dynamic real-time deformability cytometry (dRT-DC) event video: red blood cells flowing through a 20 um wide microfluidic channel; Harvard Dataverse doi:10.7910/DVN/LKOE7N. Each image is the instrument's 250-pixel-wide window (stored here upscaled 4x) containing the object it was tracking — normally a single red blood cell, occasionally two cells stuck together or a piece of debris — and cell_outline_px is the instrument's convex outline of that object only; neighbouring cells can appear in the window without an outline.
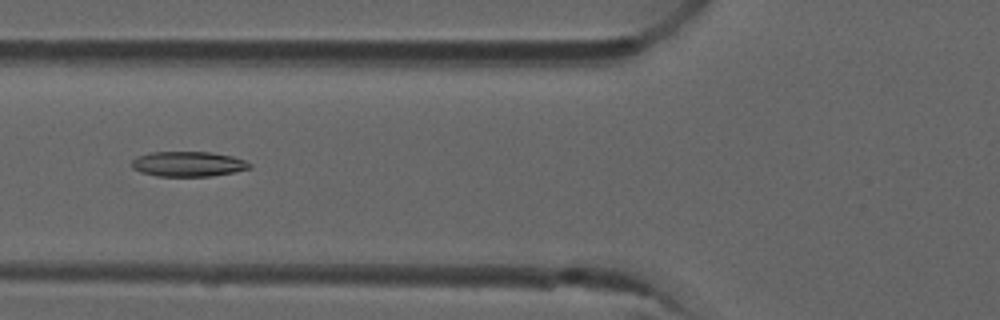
{"species": "common noctule bat (a hibernating species)", "species_latin": "Nyctalus noctula", "temperature_condition": "room temperature", "stored_images_in_passage": 6, "camera_frame_rate_fps": 3000, "um_per_image_px": 0.085, "animal": {"sex": "male", "forearm_length_mm": 52.5}, "frame": {"image": 1, "passage_image": 3, "time_ms": 0.667, "image_size_px": [1000, 320], "cell_outline_px": [[252, 168], [232, 172], [208, 176], [156, 176], [140, 172], [132, 168], [132, 160], [136, 156], [148, 152], [212, 152], [232, 156], [244, 160], [252, 164]], "centroid_in_image_um": [15.96, 13.93], "position_along_channel_um": 109.8, "area_um2": 17.28}}
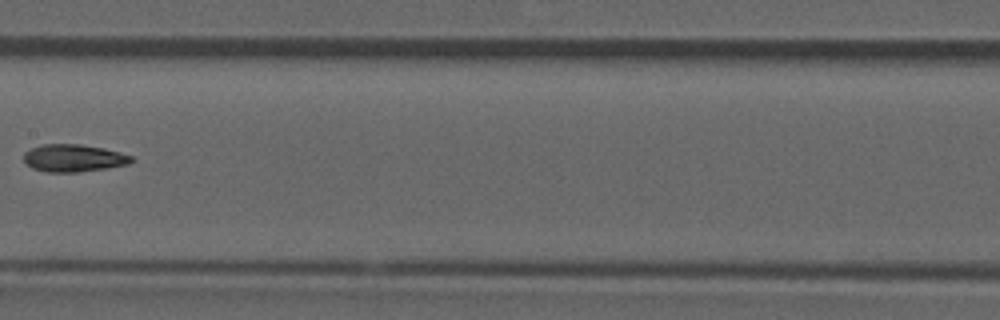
{"frame": {"image": 2, "passage_image": 5, "time_ms": 1.333, "image_size_px": [1000, 320], "cell_outline_px": [[132, 160], [128, 164], [108, 168], [76, 172], [48, 172], [32, 168], [24, 160], [24, 152], [32, 148], [44, 144], [80, 144], [104, 148], [120, 152], [132, 156]], "centroid_in_image_um": [6.26, 13.43], "position_along_channel_um": 201.1, "area_um2": 17.11}}
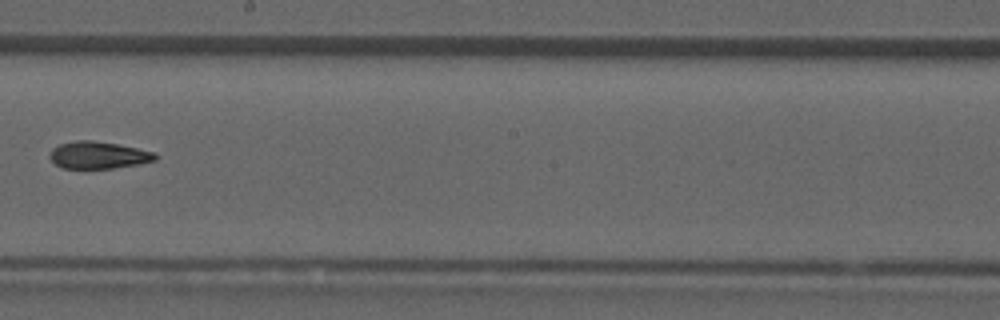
{"frame": {"image": 3, "passage_image": 6, "time_ms": 1.667, "image_size_px": [1000, 320], "cell_outline_px": [[156, 160], [140, 164], [112, 168], [60, 168], [48, 156], [52, 148], [60, 144], [76, 140], [92, 140], [116, 144], [156, 152]], "centroid_in_image_um": [8.34, 13.18], "position_along_channel_um": 239.9, "area_um2": 16.65}}